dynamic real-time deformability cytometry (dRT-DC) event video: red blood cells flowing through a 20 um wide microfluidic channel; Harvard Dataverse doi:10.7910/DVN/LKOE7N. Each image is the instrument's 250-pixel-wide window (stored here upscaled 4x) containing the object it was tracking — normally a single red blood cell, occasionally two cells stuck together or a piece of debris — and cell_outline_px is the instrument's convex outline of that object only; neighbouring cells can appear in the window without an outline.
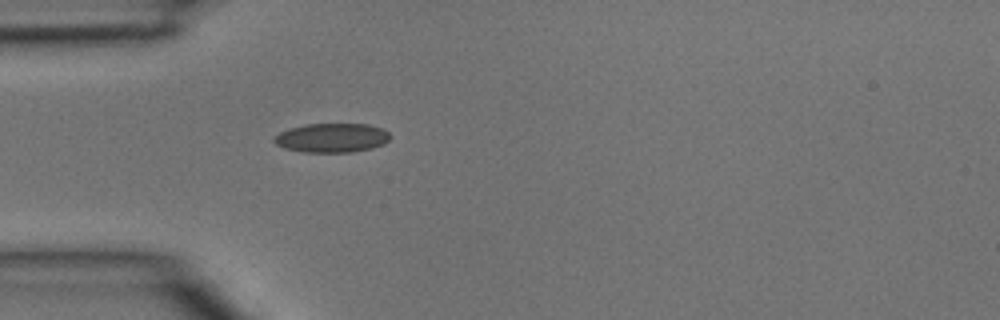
{"species": "common noctule bat (a hibernating species)", "species_latin": "Nyctalus noctula", "temperature_condition": "room temperature", "stored_images_in_passage": 1, "camera_frame_rate_fps": 3000, "um_per_image_px": 0.085, "animal": {"sex": "male", "body_mass_g": 15.6}, "frame": {"image": 1, "passage_image": 1, "time_ms": 0.0, "image_size_px": [1000, 320], "cell_outline_px": [[392, 136], [384, 144], [372, 148], [352, 152], [304, 152], [284, 148], [276, 144], [272, 140], [280, 132], [288, 128], [304, 124], [368, 124], [384, 128]], "centroid_in_image_um": [28.23, 11.71], "position_along_channel_um": 56.8, "area_um2": 19.88}}